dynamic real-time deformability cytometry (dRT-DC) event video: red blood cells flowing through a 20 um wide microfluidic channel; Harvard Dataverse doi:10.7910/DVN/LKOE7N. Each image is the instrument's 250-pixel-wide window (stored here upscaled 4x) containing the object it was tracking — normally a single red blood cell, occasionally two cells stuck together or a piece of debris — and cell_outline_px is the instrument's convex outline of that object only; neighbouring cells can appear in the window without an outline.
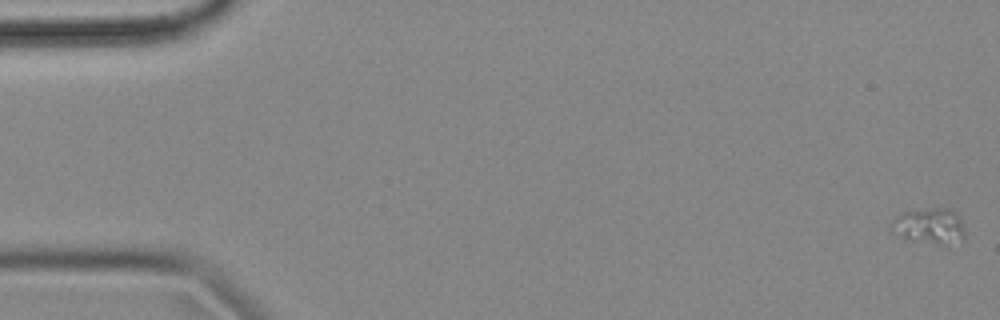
{"species": "common noctule bat (a hibernating species)", "species_latin": "Nyctalus noctula", "temperature_condition": "cold", "stored_images_in_passage": 57, "camera_frame_rate_fps": 3000, "um_per_image_px": 0.085, "animal": {"sex": "female", "body_mass_g": 18.4}, "frame": {"image": 1, "passage_image": 1, "time_ms": 0.0, "image_size_px": [1000, 320], "cell_outline_px": [[964, 240], [948, 248], [944, 248], [912, 240], [892, 232], [888, 224], [896, 216], [904, 212], [932, 208], [948, 208], [956, 212], [960, 220], [964, 232]], "centroid_in_image_um": [79.04, 19.28], "position_along_channel_um": 6.0, "area_um2": 15.95}}